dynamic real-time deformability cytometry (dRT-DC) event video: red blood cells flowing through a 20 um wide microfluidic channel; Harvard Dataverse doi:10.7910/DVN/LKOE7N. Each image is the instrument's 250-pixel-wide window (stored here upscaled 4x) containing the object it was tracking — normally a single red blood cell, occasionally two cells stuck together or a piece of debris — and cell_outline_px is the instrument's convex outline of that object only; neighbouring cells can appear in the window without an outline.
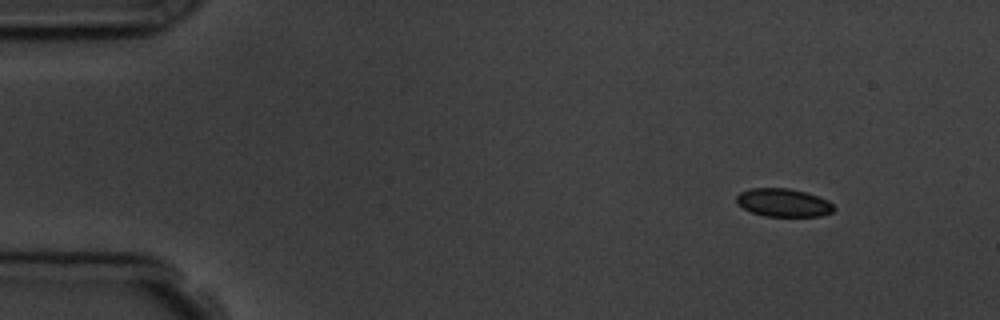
{"species": "common noctule bat (a hibernating species)", "species_latin": "Nyctalus noctula", "temperature_condition": "room temperature", "stored_images_in_passage": 3, "camera_frame_rate_fps": 3000, "um_per_image_px": 0.085, "animal": {"sex": "male", "body_mass_g": 19.5, "forearm_length_mm": 54.6}, "frame": {"image": 1, "passage_image": 1, "time_ms": 0.0, "image_size_px": [1000, 320], "cell_outline_px": [[836, 208], [832, 212], [820, 216], [764, 216], [752, 212], [744, 208], [736, 200], [736, 196], [740, 192], [752, 188], [788, 188], [804, 192], [828, 200]], "centroid_in_image_um": [66.6, 17.23], "position_along_channel_um": 18.4, "area_um2": 15.78}}
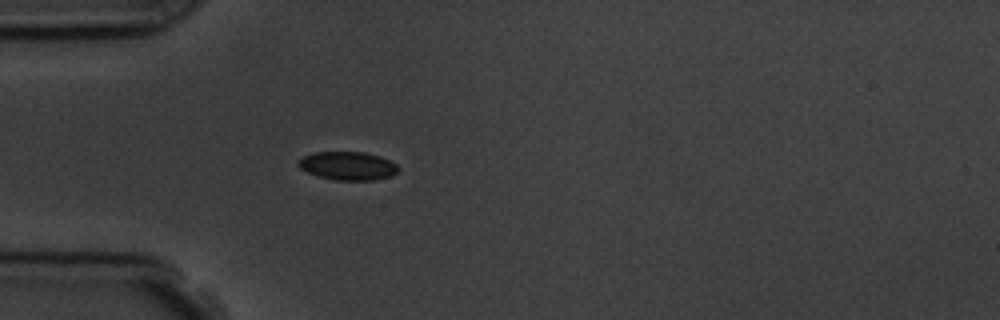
{"frame": {"image": 2, "passage_image": 3, "time_ms": 3.333, "image_size_px": [1000, 320], "cell_outline_px": [[400, 168], [392, 176], [372, 180], [336, 180], [316, 176], [300, 168], [296, 164], [296, 160], [312, 152], [364, 152], [380, 156], [396, 164]], "centroid_in_image_um": [29.53, 14.09], "position_along_channel_um": 55.5, "area_um2": 16.65}}